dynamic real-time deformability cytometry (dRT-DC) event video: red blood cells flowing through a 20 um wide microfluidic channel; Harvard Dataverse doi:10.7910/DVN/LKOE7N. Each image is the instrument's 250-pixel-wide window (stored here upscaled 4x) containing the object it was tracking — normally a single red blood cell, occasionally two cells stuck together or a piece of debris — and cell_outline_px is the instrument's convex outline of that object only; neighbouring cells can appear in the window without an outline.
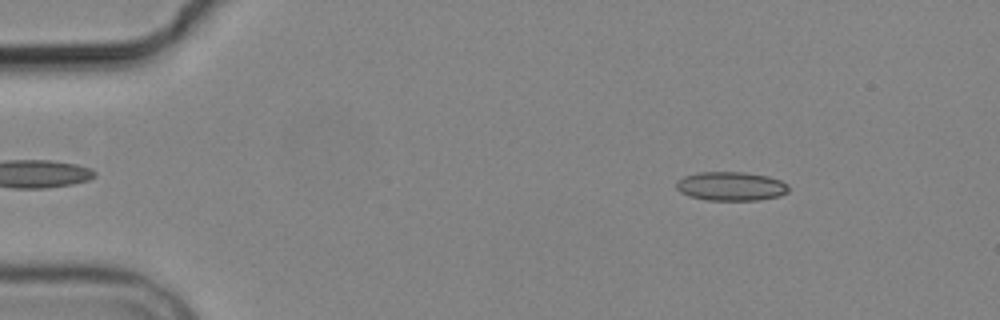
{"species": "common noctule bat (a hibernating species)", "species_latin": "Nyctalus noctula", "temperature_condition": "cold", "stored_images_in_passage": 5, "camera_frame_rate_fps": 3000, "um_per_image_px": 0.085, "animal": {"sex": "male", "body_mass_g": 19.2, "forearm_length_mm": 51.8}, "frame": {"image": 1, "passage_image": 2, "time_ms": 1.0, "image_size_px": [1000, 320], "cell_outline_px": [[788, 192], [780, 196], [756, 200], [704, 200], [688, 196], [680, 192], [676, 188], [676, 180], [684, 176], [700, 172], [744, 172], [768, 176], [780, 180], [788, 184]], "centroid_in_image_um": [62.11, 15.83], "position_along_channel_um": 22.9, "area_um2": 19.07}}
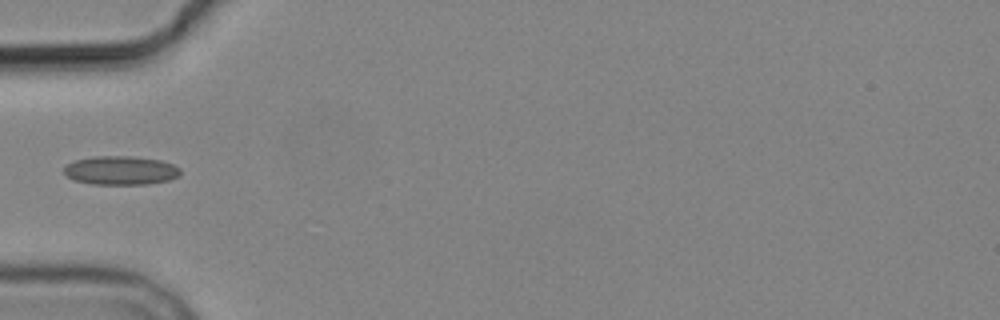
{"frame": {"image": 2, "passage_image": 5, "time_ms": 4.667, "image_size_px": [1000, 320], "cell_outline_px": [[180, 176], [168, 180], [148, 184], [92, 184], [72, 180], [64, 172], [64, 168], [68, 164], [76, 160], [92, 156], [132, 156], [160, 160], [172, 164], [180, 168]], "centroid_in_image_um": [10.27, 14.48], "position_along_channel_um": 74.7, "area_um2": 19.54}}